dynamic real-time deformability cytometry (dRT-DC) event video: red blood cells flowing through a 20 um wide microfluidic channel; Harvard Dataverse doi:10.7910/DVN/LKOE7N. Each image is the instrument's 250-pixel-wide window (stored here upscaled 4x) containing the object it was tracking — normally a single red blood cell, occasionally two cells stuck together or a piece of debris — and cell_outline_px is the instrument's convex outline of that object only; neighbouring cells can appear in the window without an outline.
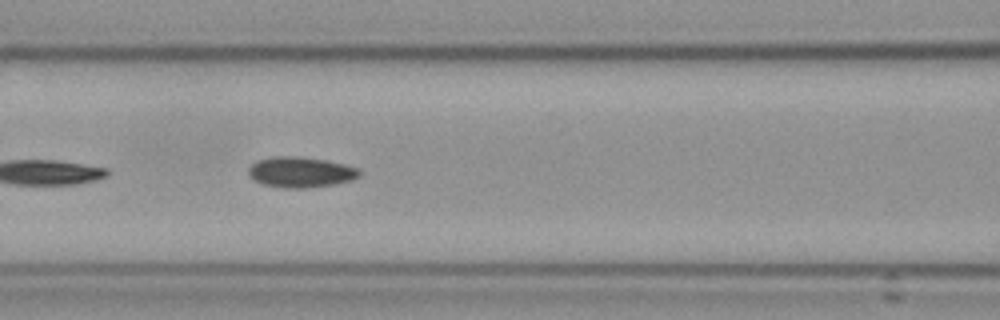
{"species": "Egyptian fruit bat (a non-hibernating species)", "species_latin": "Rousettus aegyptiacus", "temperature_condition": "cold", "stored_images_in_passage": 6, "camera_frame_rate_fps": 3000, "um_per_image_px": 0.085, "frame": {"image": 1, "passage_image": 4, "time_ms": 3.333, "image_size_px": [1000, 320], "cell_outline_px": [[360, 176], [352, 180], [332, 184], [304, 188], [284, 188], [260, 184], [248, 176], [248, 168], [256, 160], [272, 156], [296, 156], [328, 160], [344, 164], [356, 168], [360, 172]], "centroid_in_image_um": [25.5, 14.62], "position_along_channel_um": 141.1, "area_um2": 19.88}}